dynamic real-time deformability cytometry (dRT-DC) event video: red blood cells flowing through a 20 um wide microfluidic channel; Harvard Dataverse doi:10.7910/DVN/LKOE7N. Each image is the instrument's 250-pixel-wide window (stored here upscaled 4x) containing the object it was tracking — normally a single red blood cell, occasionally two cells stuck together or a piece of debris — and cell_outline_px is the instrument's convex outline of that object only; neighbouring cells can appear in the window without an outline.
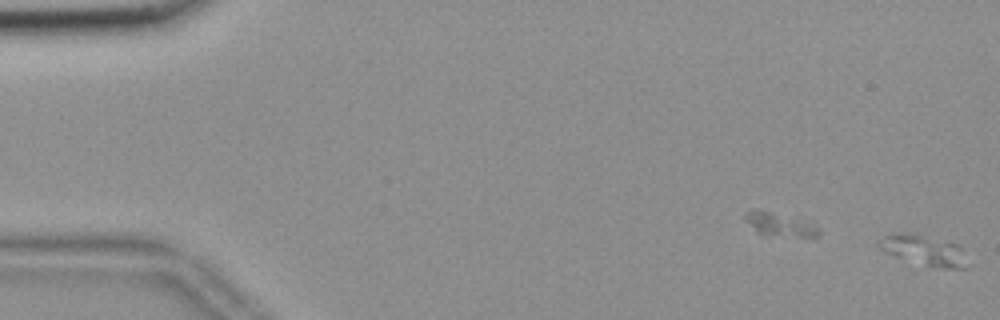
{"species": "common noctule bat (a hibernating species)", "species_latin": "Nyctalus noctula", "temperature_condition": "room temperature", "stored_images_in_passage": 8, "camera_frame_rate_fps": 3000, "um_per_image_px": 0.085, "animal": {"sex": "female", "body_mass_g": 18.4}, "frame": {"image": 1, "passage_image": 8, "time_ms": 2.333, "image_size_px": [1000, 320], "cell_outline_px": [[972, 264], [968, 268], [940, 268], [896, 256], [884, 252], [876, 244], [884, 236], [892, 232], [896, 232], [920, 236], [956, 244], [960, 248]], "centroid_in_image_um": [78.58, 21.3], "position_along_channel_um": 6.4, "area_um2": 15.14}}